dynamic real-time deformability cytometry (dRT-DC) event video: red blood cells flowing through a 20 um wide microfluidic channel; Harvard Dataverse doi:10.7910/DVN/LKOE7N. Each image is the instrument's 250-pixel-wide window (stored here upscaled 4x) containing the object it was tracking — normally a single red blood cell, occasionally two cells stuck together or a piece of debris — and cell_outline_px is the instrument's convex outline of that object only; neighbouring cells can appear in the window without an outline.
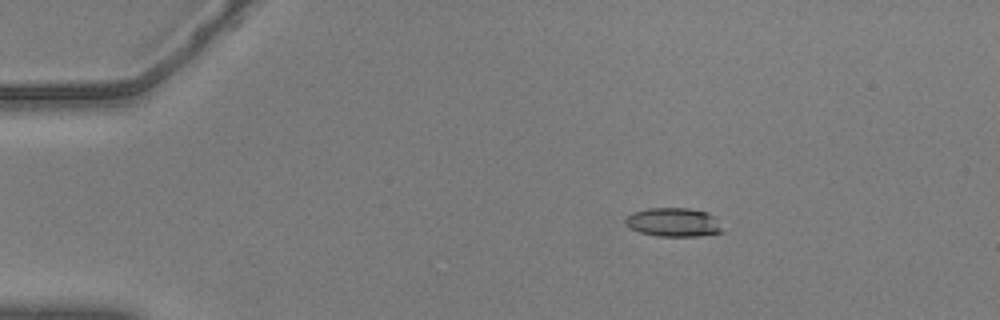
{"species": "common noctule bat (a hibernating species)", "species_latin": "Nyctalus noctula", "temperature_condition": "warm", "stored_images_in_passage": 47, "camera_frame_rate_fps": 3000, "um_per_image_px": 0.085, "animal": {"sex": "male", "body_mass_g": 20.5, "forearm_length_mm": 52.5}, "frame": {"image": 1, "passage_image": 1, "time_ms": 0.0, "image_size_px": [1000, 320], "cell_outline_px": [[724, 232], [696, 236], [656, 236], [640, 232], [624, 224], [624, 220], [632, 212], [648, 208], [688, 208], [708, 212], [716, 216]], "centroid_in_image_um": [57.27, 18.88], "position_along_channel_um": 27.7, "area_um2": 16.42}}
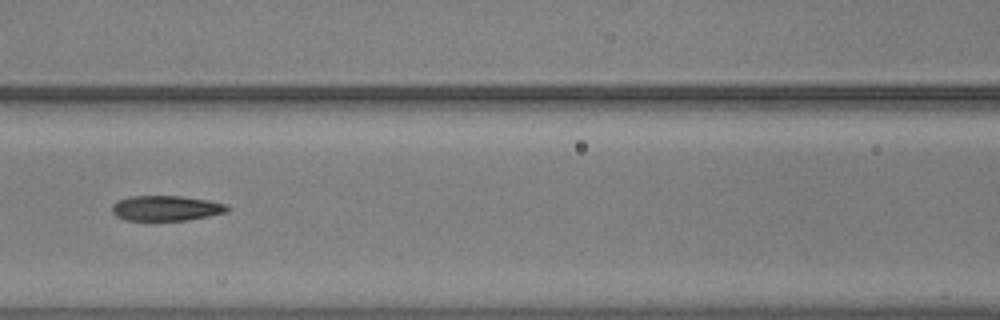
{"frame": {"image": 2, "passage_image": 17, "time_ms": 5.333, "image_size_px": [1000, 320], "cell_outline_px": [[228, 212], [188, 220], [124, 220], [116, 216], [112, 212], [112, 204], [116, 200], [128, 196], [180, 196], [208, 200], [228, 204]], "centroid_in_image_um": [14.09, 17.69], "position_along_channel_um": 152.5, "area_um2": 17.05}}
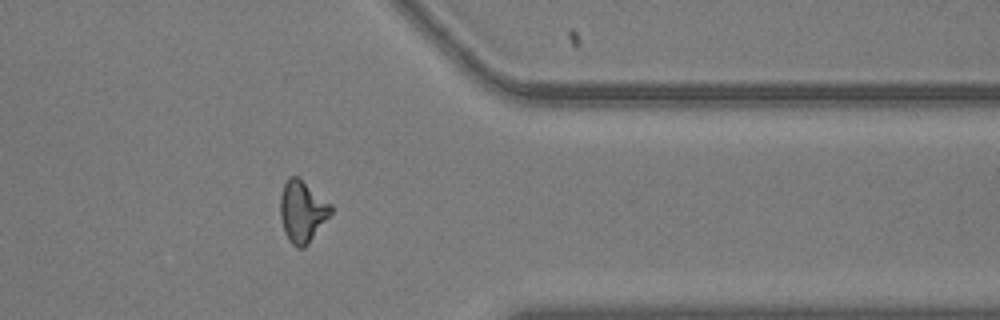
{"frame": {"image": 3, "passage_image": 37, "time_ms": 12.0, "image_size_px": [1000, 320], "cell_outline_px": [[332, 212], [308, 244], [304, 248], [296, 248], [288, 240], [280, 216], [280, 196], [284, 184], [288, 176], [300, 176], [332, 204]], "centroid_in_image_um": [25.7, 17.93], "position_along_channel_um": 385.7, "area_um2": 18.38}, "authors_computed_cell_mechanics": {"area_um2": 17.34, "velocity_mm_per_s": 3.6503, "shape_relaxation_time_tau1_ms": 8.3499, "shape_relaxation_time_tau2_ms": 2.8071, "deformation_change_tau1": 0.2352, "deformation_change_tau2": 0.1129}}